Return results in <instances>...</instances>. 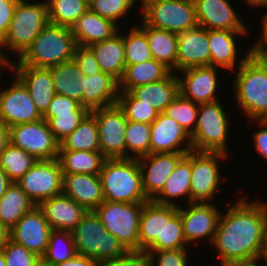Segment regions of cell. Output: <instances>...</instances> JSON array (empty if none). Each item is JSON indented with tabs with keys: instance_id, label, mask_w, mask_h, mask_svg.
<instances>
[{
	"instance_id": "1",
	"label": "cell",
	"mask_w": 267,
	"mask_h": 266,
	"mask_svg": "<svg viewBox=\"0 0 267 266\" xmlns=\"http://www.w3.org/2000/svg\"><path fill=\"white\" fill-rule=\"evenodd\" d=\"M243 196L234 199V203L227 201L228 206L226 211L221 212L214 239L209 246H213L218 253L219 266L261 255L267 234V201L256 199L252 202Z\"/></svg>"
},
{
	"instance_id": "2",
	"label": "cell",
	"mask_w": 267,
	"mask_h": 266,
	"mask_svg": "<svg viewBox=\"0 0 267 266\" xmlns=\"http://www.w3.org/2000/svg\"><path fill=\"white\" fill-rule=\"evenodd\" d=\"M233 73L231 87L238 109L250 123L267 120V66L259 57L249 55Z\"/></svg>"
},
{
	"instance_id": "3",
	"label": "cell",
	"mask_w": 267,
	"mask_h": 266,
	"mask_svg": "<svg viewBox=\"0 0 267 266\" xmlns=\"http://www.w3.org/2000/svg\"><path fill=\"white\" fill-rule=\"evenodd\" d=\"M76 46L69 27L48 23L17 61H11L9 66L50 68L73 60Z\"/></svg>"
},
{
	"instance_id": "4",
	"label": "cell",
	"mask_w": 267,
	"mask_h": 266,
	"mask_svg": "<svg viewBox=\"0 0 267 266\" xmlns=\"http://www.w3.org/2000/svg\"><path fill=\"white\" fill-rule=\"evenodd\" d=\"M48 23L46 0H37V2L19 0L7 35L0 42V51L3 57L10 63L12 59L6 53H10V55L13 53L12 55L16 56L14 60L18 59Z\"/></svg>"
},
{
	"instance_id": "5",
	"label": "cell",
	"mask_w": 267,
	"mask_h": 266,
	"mask_svg": "<svg viewBox=\"0 0 267 266\" xmlns=\"http://www.w3.org/2000/svg\"><path fill=\"white\" fill-rule=\"evenodd\" d=\"M105 200L123 203H145L138 159H106L99 173Z\"/></svg>"
},
{
	"instance_id": "6",
	"label": "cell",
	"mask_w": 267,
	"mask_h": 266,
	"mask_svg": "<svg viewBox=\"0 0 267 266\" xmlns=\"http://www.w3.org/2000/svg\"><path fill=\"white\" fill-rule=\"evenodd\" d=\"M224 109L221 100L199 104L196 129L190 136L193 151L231 155L228 150L231 119Z\"/></svg>"
},
{
	"instance_id": "7",
	"label": "cell",
	"mask_w": 267,
	"mask_h": 266,
	"mask_svg": "<svg viewBox=\"0 0 267 266\" xmlns=\"http://www.w3.org/2000/svg\"><path fill=\"white\" fill-rule=\"evenodd\" d=\"M77 254L91 257L97 263L122 256L127 250L107 232L95 211H88L71 231Z\"/></svg>"
},
{
	"instance_id": "8",
	"label": "cell",
	"mask_w": 267,
	"mask_h": 266,
	"mask_svg": "<svg viewBox=\"0 0 267 266\" xmlns=\"http://www.w3.org/2000/svg\"><path fill=\"white\" fill-rule=\"evenodd\" d=\"M145 203H123L105 200L94 211L106 228L124 248L139 250V225Z\"/></svg>"
},
{
	"instance_id": "9",
	"label": "cell",
	"mask_w": 267,
	"mask_h": 266,
	"mask_svg": "<svg viewBox=\"0 0 267 266\" xmlns=\"http://www.w3.org/2000/svg\"><path fill=\"white\" fill-rule=\"evenodd\" d=\"M228 158L230 156L220 152L191 151V203H212L220 189L223 190L221 185L226 180L220 162Z\"/></svg>"
},
{
	"instance_id": "10",
	"label": "cell",
	"mask_w": 267,
	"mask_h": 266,
	"mask_svg": "<svg viewBox=\"0 0 267 266\" xmlns=\"http://www.w3.org/2000/svg\"><path fill=\"white\" fill-rule=\"evenodd\" d=\"M140 11L141 19L156 29L180 33L198 26L194 0H153Z\"/></svg>"
},
{
	"instance_id": "11",
	"label": "cell",
	"mask_w": 267,
	"mask_h": 266,
	"mask_svg": "<svg viewBox=\"0 0 267 266\" xmlns=\"http://www.w3.org/2000/svg\"><path fill=\"white\" fill-rule=\"evenodd\" d=\"M10 73L12 78L7 88L2 84L4 79H0V121L10 128L42 119L26 86L13 72Z\"/></svg>"
},
{
	"instance_id": "12",
	"label": "cell",
	"mask_w": 267,
	"mask_h": 266,
	"mask_svg": "<svg viewBox=\"0 0 267 266\" xmlns=\"http://www.w3.org/2000/svg\"><path fill=\"white\" fill-rule=\"evenodd\" d=\"M16 183L36 206L62 194L63 172L58 159L38 160Z\"/></svg>"
},
{
	"instance_id": "13",
	"label": "cell",
	"mask_w": 267,
	"mask_h": 266,
	"mask_svg": "<svg viewBox=\"0 0 267 266\" xmlns=\"http://www.w3.org/2000/svg\"><path fill=\"white\" fill-rule=\"evenodd\" d=\"M10 143L33 155L37 160L57 159L60 142L43 118L24 124L11 126Z\"/></svg>"
},
{
	"instance_id": "14",
	"label": "cell",
	"mask_w": 267,
	"mask_h": 266,
	"mask_svg": "<svg viewBox=\"0 0 267 266\" xmlns=\"http://www.w3.org/2000/svg\"><path fill=\"white\" fill-rule=\"evenodd\" d=\"M99 133L100 152L107 159L126 158L125 130L127 119L118 104L90 111Z\"/></svg>"
},
{
	"instance_id": "15",
	"label": "cell",
	"mask_w": 267,
	"mask_h": 266,
	"mask_svg": "<svg viewBox=\"0 0 267 266\" xmlns=\"http://www.w3.org/2000/svg\"><path fill=\"white\" fill-rule=\"evenodd\" d=\"M214 204L215 202L188 203L187 207H178L188 246H199L200 241L212 243L222 212Z\"/></svg>"
},
{
	"instance_id": "16",
	"label": "cell",
	"mask_w": 267,
	"mask_h": 266,
	"mask_svg": "<svg viewBox=\"0 0 267 266\" xmlns=\"http://www.w3.org/2000/svg\"><path fill=\"white\" fill-rule=\"evenodd\" d=\"M218 69L220 70L219 67L214 66H201L179 71L176 73L179 81V94L197 104L220 100L218 90L221 86L219 79L222 77L217 75Z\"/></svg>"
},
{
	"instance_id": "17",
	"label": "cell",
	"mask_w": 267,
	"mask_h": 266,
	"mask_svg": "<svg viewBox=\"0 0 267 266\" xmlns=\"http://www.w3.org/2000/svg\"><path fill=\"white\" fill-rule=\"evenodd\" d=\"M51 231L43 212L35 206L10 229V240L42 257L48 247Z\"/></svg>"
},
{
	"instance_id": "18",
	"label": "cell",
	"mask_w": 267,
	"mask_h": 266,
	"mask_svg": "<svg viewBox=\"0 0 267 266\" xmlns=\"http://www.w3.org/2000/svg\"><path fill=\"white\" fill-rule=\"evenodd\" d=\"M194 2L199 26L207 30H250L230 0H194Z\"/></svg>"
},
{
	"instance_id": "19",
	"label": "cell",
	"mask_w": 267,
	"mask_h": 266,
	"mask_svg": "<svg viewBox=\"0 0 267 266\" xmlns=\"http://www.w3.org/2000/svg\"><path fill=\"white\" fill-rule=\"evenodd\" d=\"M249 34L251 31L208 30L210 66L236 71L250 55L248 47V51L239 57L237 38H246Z\"/></svg>"
},
{
	"instance_id": "20",
	"label": "cell",
	"mask_w": 267,
	"mask_h": 266,
	"mask_svg": "<svg viewBox=\"0 0 267 266\" xmlns=\"http://www.w3.org/2000/svg\"><path fill=\"white\" fill-rule=\"evenodd\" d=\"M184 145V146H183ZM191 138L173 118L158 114L151 123L150 153H188Z\"/></svg>"
},
{
	"instance_id": "21",
	"label": "cell",
	"mask_w": 267,
	"mask_h": 266,
	"mask_svg": "<svg viewBox=\"0 0 267 266\" xmlns=\"http://www.w3.org/2000/svg\"><path fill=\"white\" fill-rule=\"evenodd\" d=\"M186 153H149L138 159L146 197L153 200L164 188L167 178Z\"/></svg>"
},
{
	"instance_id": "22",
	"label": "cell",
	"mask_w": 267,
	"mask_h": 266,
	"mask_svg": "<svg viewBox=\"0 0 267 266\" xmlns=\"http://www.w3.org/2000/svg\"><path fill=\"white\" fill-rule=\"evenodd\" d=\"M176 73L190 67L210 66L208 30L196 26L177 33Z\"/></svg>"
},
{
	"instance_id": "23",
	"label": "cell",
	"mask_w": 267,
	"mask_h": 266,
	"mask_svg": "<svg viewBox=\"0 0 267 266\" xmlns=\"http://www.w3.org/2000/svg\"><path fill=\"white\" fill-rule=\"evenodd\" d=\"M82 83L81 106L89 111L117 104L119 81L112 75L99 72L84 76Z\"/></svg>"
},
{
	"instance_id": "24",
	"label": "cell",
	"mask_w": 267,
	"mask_h": 266,
	"mask_svg": "<svg viewBox=\"0 0 267 266\" xmlns=\"http://www.w3.org/2000/svg\"><path fill=\"white\" fill-rule=\"evenodd\" d=\"M39 209L52 230L72 231L88 212L63 193L40 202Z\"/></svg>"
},
{
	"instance_id": "25",
	"label": "cell",
	"mask_w": 267,
	"mask_h": 266,
	"mask_svg": "<svg viewBox=\"0 0 267 266\" xmlns=\"http://www.w3.org/2000/svg\"><path fill=\"white\" fill-rule=\"evenodd\" d=\"M28 89L36 109L43 115L55 95L51 71L49 68H35L28 66H9Z\"/></svg>"
},
{
	"instance_id": "26",
	"label": "cell",
	"mask_w": 267,
	"mask_h": 266,
	"mask_svg": "<svg viewBox=\"0 0 267 266\" xmlns=\"http://www.w3.org/2000/svg\"><path fill=\"white\" fill-rule=\"evenodd\" d=\"M62 193L87 211H94L105 201L99 174H63Z\"/></svg>"
},
{
	"instance_id": "27",
	"label": "cell",
	"mask_w": 267,
	"mask_h": 266,
	"mask_svg": "<svg viewBox=\"0 0 267 266\" xmlns=\"http://www.w3.org/2000/svg\"><path fill=\"white\" fill-rule=\"evenodd\" d=\"M191 176L190 151L179 160L174 171L167 178L164 188L153 201L162 205L180 207L176 201L186 197V204L191 203Z\"/></svg>"
},
{
	"instance_id": "28",
	"label": "cell",
	"mask_w": 267,
	"mask_h": 266,
	"mask_svg": "<svg viewBox=\"0 0 267 266\" xmlns=\"http://www.w3.org/2000/svg\"><path fill=\"white\" fill-rule=\"evenodd\" d=\"M119 26L110 19L99 16L89 8L70 28L79 46L102 42L119 31Z\"/></svg>"
},
{
	"instance_id": "29",
	"label": "cell",
	"mask_w": 267,
	"mask_h": 266,
	"mask_svg": "<svg viewBox=\"0 0 267 266\" xmlns=\"http://www.w3.org/2000/svg\"><path fill=\"white\" fill-rule=\"evenodd\" d=\"M121 28L111 38L89 46L102 72L120 81L126 68L125 45Z\"/></svg>"
},
{
	"instance_id": "30",
	"label": "cell",
	"mask_w": 267,
	"mask_h": 266,
	"mask_svg": "<svg viewBox=\"0 0 267 266\" xmlns=\"http://www.w3.org/2000/svg\"><path fill=\"white\" fill-rule=\"evenodd\" d=\"M141 103L150 105L160 114L179 94L177 74L170 72L164 79L137 86L129 91Z\"/></svg>"
},
{
	"instance_id": "31",
	"label": "cell",
	"mask_w": 267,
	"mask_h": 266,
	"mask_svg": "<svg viewBox=\"0 0 267 266\" xmlns=\"http://www.w3.org/2000/svg\"><path fill=\"white\" fill-rule=\"evenodd\" d=\"M146 34L153 59L161 62L171 72L176 73L177 33L148 26L142 19L137 24Z\"/></svg>"
},
{
	"instance_id": "32",
	"label": "cell",
	"mask_w": 267,
	"mask_h": 266,
	"mask_svg": "<svg viewBox=\"0 0 267 266\" xmlns=\"http://www.w3.org/2000/svg\"><path fill=\"white\" fill-rule=\"evenodd\" d=\"M170 72L166 66L155 59L127 65L124 75L119 81V91L129 92L137 86L160 81Z\"/></svg>"
},
{
	"instance_id": "33",
	"label": "cell",
	"mask_w": 267,
	"mask_h": 266,
	"mask_svg": "<svg viewBox=\"0 0 267 266\" xmlns=\"http://www.w3.org/2000/svg\"><path fill=\"white\" fill-rule=\"evenodd\" d=\"M58 161L63 174H99L107 159L100 151L59 150Z\"/></svg>"
},
{
	"instance_id": "34",
	"label": "cell",
	"mask_w": 267,
	"mask_h": 266,
	"mask_svg": "<svg viewBox=\"0 0 267 266\" xmlns=\"http://www.w3.org/2000/svg\"><path fill=\"white\" fill-rule=\"evenodd\" d=\"M164 205L148 200L143 205L139 225V250H147L155 241H163Z\"/></svg>"
},
{
	"instance_id": "35",
	"label": "cell",
	"mask_w": 267,
	"mask_h": 266,
	"mask_svg": "<svg viewBox=\"0 0 267 266\" xmlns=\"http://www.w3.org/2000/svg\"><path fill=\"white\" fill-rule=\"evenodd\" d=\"M35 206L21 187L16 182H12L0 198V223L11 229Z\"/></svg>"
},
{
	"instance_id": "36",
	"label": "cell",
	"mask_w": 267,
	"mask_h": 266,
	"mask_svg": "<svg viewBox=\"0 0 267 266\" xmlns=\"http://www.w3.org/2000/svg\"><path fill=\"white\" fill-rule=\"evenodd\" d=\"M51 71L55 93L65 95L80 103L82 101V83L84 74L74 60L49 68Z\"/></svg>"
},
{
	"instance_id": "37",
	"label": "cell",
	"mask_w": 267,
	"mask_h": 266,
	"mask_svg": "<svg viewBox=\"0 0 267 266\" xmlns=\"http://www.w3.org/2000/svg\"><path fill=\"white\" fill-rule=\"evenodd\" d=\"M59 150L100 151L97 121L91 113L60 142Z\"/></svg>"
},
{
	"instance_id": "38",
	"label": "cell",
	"mask_w": 267,
	"mask_h": 266,
	"mask_svg": "<svg viewBox=\"0 0 267 266\" xmlns=\"http://www.w3.org/2000/svg\"><path fill=\"white\" fill-rule=\"evenodd\" d=\"M189 247L183 233L178 207L164 205L163 241H155L146 251H160Z\"/></svg>"
},
{
	"instance_id": "39",
	"label": "cell",
	"mask_w": 267,
	"mask_h": 266,
	"mask_svg": "<svg viewBox=\"0 0 267 266\" xmlns=\"http://www.w3.org/2000/svg\"><path fill=\"white\" fill-rule=\"evenodd\" d=\"M38 160L9 143L0 153V167L12 182H17Z\"/></svg>"
},
{
	"instance_id": "40",
	"label": "cell",
	"mask_w": 267,
	"mask_h": 266,
	"mask_svg": "<svg viewBox=\"0 0 267 266\" xmlns=\"http://www.w3.org/2000/svg\"><path fill=\"white\" fill-rule=\"evenodd\" d=\"M49 23L71 28L87 11L84 0H47Z\"/></svg>"
},
{
	"instance_id": "41",
	"label": "cell",
	"mask_w": 267,
	"mask_h": 266,
	"mask_svg": "<svg viewBox=\"0 0 267 266\" xmlns=\"http://www.w3.org/2000/svg\"><path fill=\"white\" fill-rule=\"evenodd\" d=\"M151 124L127 121L126 158L139 159L150 153Z\"/></svg>"
},
{
	"instance_id": "42",
	"label": "cell",
	"mask_w": 267,
	"mask_h": 266,
	"mask_svg": "<svg viewBox=\"0 0 267 266\" xmlns=\"http://www.w3.org/2000/svg\"><path fill=\"white\" fill-rule=\"evenodd\" d=\"M125 60L127 65H135L153 59L145 32L133 24L128 33H123Z\"/></svg>"
},
{
	"instance_id": "43",
	"label": "cell",
	"mask_w": 267,
	"mask_h": 266,
	"mask_svg": "<svg viewBox=\"0 0 267 266\" xmlns=\"http://www.w3.org/2000/svg\"><path fill=\"white\" fill-rule=\"evenodd\" d=\"M77 255L71 231L52 230L49 244L43 258L54 265L72 259Z\"/></svg>"
},
{
	"instance_id": "44",
	"label": "cell",
	"mask_w": 267,
	"mask_h": 266,
	"mask_svg": "<svg viewBox=\"0 0 267 266\" xmlns=\"http://www.w3.org/2000/svg\"><path fill=\"white\" fill-rule=\"evenodd\" d=\"M198 108L199 104L178 94L163 113L178 122L187 134L191 136L196 129Z\"/></svg>"
},
{
	"instance_id": "45",
	"label": "cell",
	"mask_w": 267,
	"mask_h": 266,
	"mask_svg": "<svg viewBox=\"0 0 267 266\" xmlns=\"http://www.w3.org/2000/svg\"><path fill=\"white\" fill-rule=\"evenodd\" d=\"M117 104L128 121L151 124L159 114L154 107L141 103L130 92L120 91Z\"/></svg>"
},
{
	"instance_id": "46",
	"label": "cell",
	"mask_w": 267,
	"mask_h": 266,
	"mask_svg": "<svg viewBox=\"0 0 267 266\" xmlns=\"http://www.w3.org/2000/svg\"><path fill=\"white\" fill-rule=\"evenodd\" d=\"M135 0H94L88 5L89 9L101 17L110 19L119 27L120 20L128 18V13H132L131 9H137ZM134 7V8H133ZM124 17V18H123Z\"/></svg>"
},
{
	"instance_id": "47",
	"label": "cell",
	"mask_w": 267,
	"mask_h": 266,
	"mask_svg": "<svg viewBox=\"0 0 267 266\" xmlns=\"http://www.w3.org/2000/svg\"><path fill=\"white\" fill-rule=\"evenodd\" d=\"M90 112H71L57 117H42L48 122L55 138L61 142L72 133Z\"/></svg>"
},
{
	"instance_id": "48",
	"label": "cell",
	"mask_w": 267,
	"mask_h": 266,
	"mask_svg": "<svg viewBox=\"0 0 267 266\" xmlns=\"http://www.w3.org/2000/svg\"><path fill=\"white\" fill-rule=\"evenodd\" d=\"M6 266H34L39 256L11 240L2 250Z\"/></svg>"
},
{
	"instance_id": "49",
	"label": "cell",
	"mask_w": 267,
	"mask_h": 266,
	"mask_svg": "<svg viewBox=\"0 0 267 266\" xmlns=\"http://www.w3.org/2000/svg\"><path fill=\"white\" fill-rule=\"evenodd\" d=\"M189 248L148 251L152 259V266H191L189 262ZM189 254V255H188Z\"/></svg>"
},
{
	"instance_id": "50",
	"label": "cell",
	"mask_w": 267,
	"mask_h": 266,
	"mask_svg": "<svg viewBox=\"0 0 267 266\" xmlns=\"http://www.w3.org/2000/svg\"><path fill=\"white\" fill-rule=\"evenodd\" d=\"M97 266H152V259L148 251L129 250L118 258L100 261Z\"/></svg>"
},
{
	"instance_id": "51",
	"label": "cell",
	"mask_w": 267,
	"mask_h": 266,
	"mask_svg": "<svg viewBox=\"0 0 267 266\" xmlns=\"http://www.w3.org/2000/svg\"><path fill=\"white\" fill-rule=\"evenodd\" d=\"M71 112H90L80 105L76 100L65 95L57 94L53 96L48 109L42 117H57V115L71 114Z\"/></svg>"
},
{
	"instance_id": "52",
	"label": "cell",
	"mask_w": 267,
	"mask_h": 266,
	"mask_svg": "<svg viewBox=\"0 0 267 266\" xmlns=\"http://www.w3.org/2000/svg\"><path fill=\"white\" fill-rule=\"evenodd\" d=\"M73 60L78 65L84 76H90L101 72L99 63L89 47L77 45L74 51Z\"/></svg>"
},
{
	"instance_id": "53",
	"label": "cell",
	"mask_w": 267,
	"mask_h": 266,
	"mask_svg": "<svg viewBox=\"0 0 267 266\" xmlns=\"http://www.w3.org/2000/svg\"><path fill=\"white\" fill-rule=\"evenodd\" d=\"M252 123L258 127L255 134H252L254 149L258 156L267 161V120H253Z\"/></svg>"
},
{
	"instance_id": "54",
	"label": "cell",
	"mask_w": 267,
	"mask_h": 266,
	"mask_svg": "<svg viewBox=\"0 0 267 266\" xmlns=\"http://www.w3.org/2000/svg\"><path fill=\"white\" fill-rule=\"evenodd\" d=\"M18 1L19 0H0V42L7 35Z\"/></svg>"
},
{
	"instance_id": "55",
	"label": "cell",
	"mask_w": 267,
	"mask_h": 266,
	"mask_svg": "<svg viewBox=\"0 0 267 266\" xmlns=\"http://www.w3.org/2000/svg\"><path fill=\"white\" fill-rule=\"evenodd\" d=\"M255 9H261V8H265V11L267 9V5H261V6H257L254 7ZM261 19V23L262 24L261 27V34L260 36H258L257 40H254V44H250L252 46H250V55L252 56H256L259 57L261 54L266 53L267 52V11L265 14H262Z\"/></svg>"
},
{
	"instance_id": "56",
	"label": "cell",
	"mask_w": 267,
	"mask_h": 266,
	"mask_svg": "<svg viewBox=\"0 0 267 266\" xmlns=\"http://www.w3.org/2000/svg\"><path fill=\"white\" fill-rule=\"evenodd\" d=\"M97 262L91 257L77 254L72 259L57 264L55 266H97Z\"/></svg>"
},
{
	"instance_id": "57",
	"label": "cell",
	"mask_w": 267,
	"mask_h": 266,
	"mask_svg": "<svg viewBox=\"0 0 267 266\" xmlns=\"http://www.w3.org/2000/svg\"><path fill=\"white\" fill-rule=\"evenodd\" d=\"M10 143V131L9 128L0 121V153Z\"/></svg>"
},
{
	"instance_id": "58",
	"label": "cell",
	"mask_w": 267,
	"mask_h": 266,
	"mask_svg": "<svg viewBox=\"0 0 267 266\" xmlns=\"http://www.w3.org/2000/svg\"><path fill=\"white\" fill-rule=\"evenodd\" d=\"M11 183L12 181L9 179L6 172L0 167V198L6 193Z\"/></svg>"
},
{
	"instance_id": "59",
	"label": "cell",
	"mask_w": 267,
	"mask_h": 266,
	"mask_svg": "<svg viewBox=\"0 0 267 266\" xmlns=\"http://www.w3.org/2000/svg\"><path fill=\"white\" fill-rule=\"evenodd\" d=\"M261 262H262V259L259 256V257L252 258V259L239 260L228 266H262L263 264H261Z\"/></svg>"
},
{
	"instance_id": "60",
	"label": "cell",
	"mask_w": 267,
	"mask_h": 266,
	"mask_svg": "<svg viewBox=\"0 0 267 266\" xmlns=\"http://www.w3.org/2000/svg\"><path fill=\"white\" fill-rule=\"evenodd\" d=\"M10 240V229L0 223V251L7 245Z\"/></svg>"
},
{
	"instance_id": "61",
	"label": "cell",
	"mask_w": 267,
	"mask_h": 266,
	"mask_svg": "<svg viewBox=\"0 0 267 266\" xmlns=\"http://www.w3.org/2000/svg\"><path fill=\"white\" fill-rule=\"evenodd\" d=\"M4 70L9 71V62L3 57L0 51V77H3L2 75H4Z\"/></svg>"
},
{
	"instance_id": "62",
	"label": "cell",
	"mask_w": 267,
	"mask_h": 266,
	"mask_svg": "<svg viewBox=\"0 0 267 266\" xmlns=\"http://www.w3.org/2000/svg\"><path fill=\"white\" fill-rule=\"evenodd\" d=\"M249 8L254 9L253 7L267 5V0H242Z\"/></svg>"
},
{
	"instance_id": "63",
	"label": "cell",
	"mask_w": 267,
	"mask_h": 266,
	"mask_svg": "<svg viewBox=\"0 0 267 266\" xmlns=\"http://www.w3.org/2000/svg\"><path fill=\"white\" fill-rule=\"evenodd\" d=\"M260 257L262 259V262H265V263H262L263 266H267V234H266L265 240L263 242V248H262V252H261Z\"/></svg>"
},
{
	"instance_id": "64",
	"label": "cell",
	"mask_w": 267,
	"mask_h": 266,
	"mask_svg": "<svg viewBox=\"0 0 267 266\" xmlns=\"http://www.w3.org/2000/svg\"><path fill=\"white\" fill-rule=\"evenodd\" d=\"M34 266H55L51 262L45 260L43 257H39Z\"/></svg>"
},
{
	"instance_id": "65",
	"label": "cell",
	"mask_w": 267,
	"mask_h": 266,
	"mask_svg": "<svg viewBox=\"0 0 267 266\" xmlns=\"http://www.w3.org/2000/svg\"><path fill=\"white\" fill-rule=\"evenodd\" d=\"M153 0H135V2L139 5V2L141 3L140 6H139V10H141L146 4H148L149 2H151Z\"/></svg>"
},
{
	"instance_id": "66",
	"label": "cell",
	"mask_w": 267,
	"mask_h": 266,
	"mask_svg": "<svg viewBox=\"0 0 267 266\" xmlns=\"http://www.w3.org/2000/svg\"><path fill=\"white\" fill-rule=\"evenodd\" d=\"M0 266H6V261L2 251H0Z\"/></svg>"
},
{
	"instance_id": "67",
	"label": "cell",
	"mask_w": 267,
	"mask_h": 266,
	"mask_svg": "<svg viewBox=\"0 0 267 266\" xmlns=\"http://www.w3.org/2000/svg\"><path fill=\"white\" fill-rule=\"evenodd\" d=\"M259 58L263 61V63L267 66V52L263 53L259 56Z\"/></svg>"
},
{
	"instance_id": "68",
	"label": "cell",
	"mask_w": 267,
	"mask_h": 266,
	"mask_svg": "<svg viewBox=\"0 0 267 266\" xmlns=\"http://www.w3.org/2000/svg\"><path fill=\"white\" fill-rule=\"evenodd\" d=\"M88 5L92 3L94 0H84Z\"/></svg>"
}]
</instances>
